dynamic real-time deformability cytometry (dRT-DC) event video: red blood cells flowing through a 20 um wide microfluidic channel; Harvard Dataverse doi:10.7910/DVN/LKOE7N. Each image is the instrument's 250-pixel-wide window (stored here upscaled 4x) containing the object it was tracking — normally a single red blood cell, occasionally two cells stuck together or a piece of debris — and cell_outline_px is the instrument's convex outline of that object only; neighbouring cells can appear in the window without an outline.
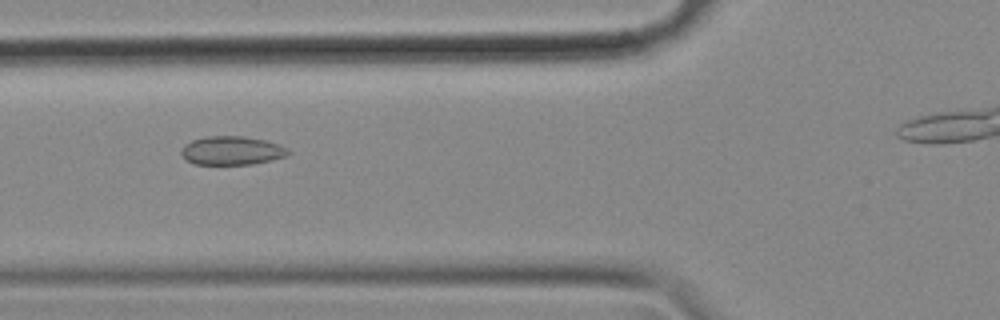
{"species": "common noctule bat (a hibernating species)", "species_latin": "Nyctalus noctula", "temperature_condition": "cold", "stored_images_in_passage": 45, "camera_frame_rate_fps": 3000, "um_per_image_px": 0.085, "animal": {"sex": "female", "body_mass_g": 18.4}, "frame": {"image": 1, "passage_image": 17, "time_ms": 5.333, "image_size_px": [1000, 320], "cell_outline_px": [[292, 152], [288, 156], [272, 160], [252, 164], [192, 164], [180, 152], [180, 148], [184, 144], [192, 140], [208, 136], [244, 136], [264, 140], [280, 144], [288, 148]], "centroid_in_image_um": [19.74, 12.79], "position_along_channel_um": 106.1, "area_um2": 18.03}}
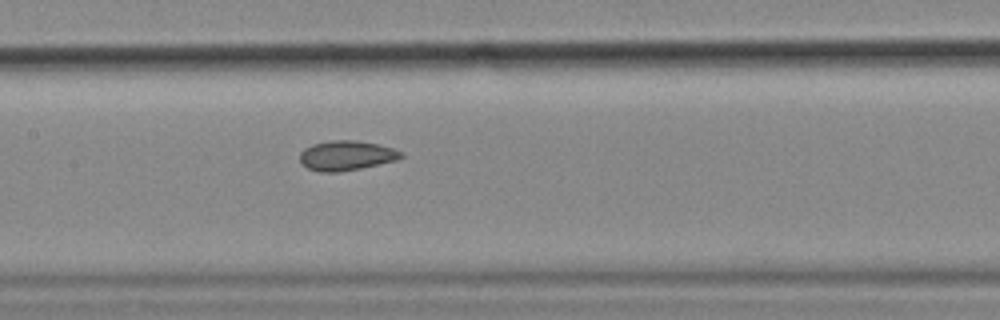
{"frame": {"image": 2, "passage_image": 23, "time_ms": 7.333, "image_size_px": [1000, 320], "cell_outline_px": [[404, 156], [396, 160], [360, 168], [336, 172], [320, 172], [308, 168], [300, 160], [300, 152], [304, 148], [312, 144], [332, 140], [356, 140], [376, 144], [392, 148], [404, 152]], "centroid_in_image_um": [29.44, 13.21], "position_along_channel_um": 178.0, "area_um2": 17.4}}
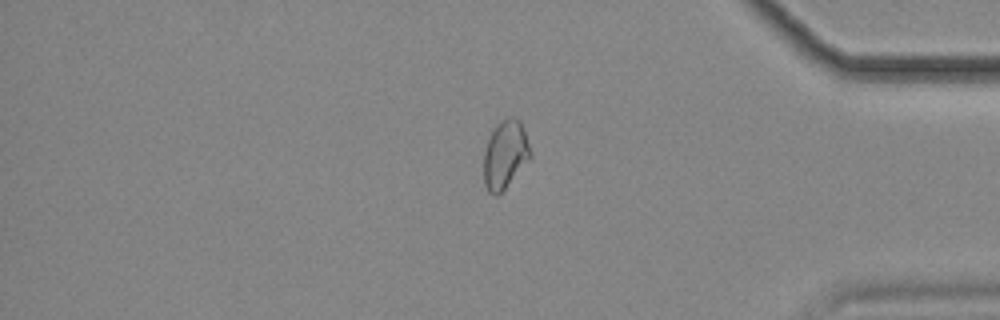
{"frame": {"image": 3, "passage_image": 43, "time_ms": 14.0, "image_size_px": [1000, 320], "cell_outline_px": [[532, 156], [504, 188], [496, 196], [488, 192], [484, 184], [484, 152], [492, 128], [500, 120], [512, 116], [520, 120], [532, 152]], "centroid_in_image_um": [42.93, 13.1], "position_along_channel_um": 392.3, "area_um2": 18.44}}